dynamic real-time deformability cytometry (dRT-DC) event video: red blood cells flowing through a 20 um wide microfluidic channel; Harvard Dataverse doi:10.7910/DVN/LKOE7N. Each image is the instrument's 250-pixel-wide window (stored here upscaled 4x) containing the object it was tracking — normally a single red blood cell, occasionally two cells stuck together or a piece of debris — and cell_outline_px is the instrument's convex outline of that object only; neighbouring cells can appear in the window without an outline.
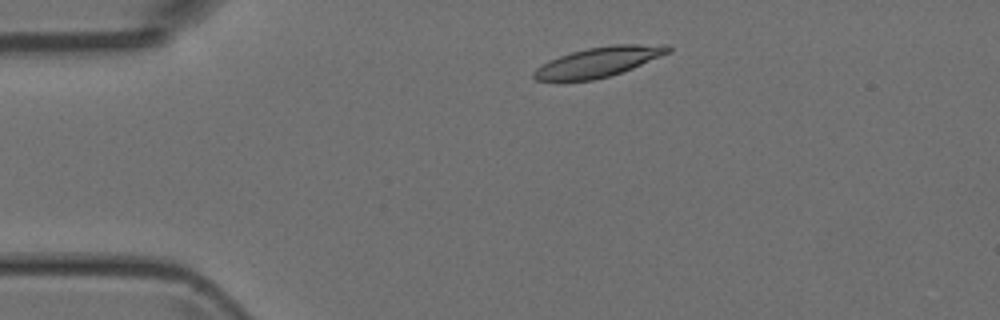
{"species": "Egyptian fruit bat (a non-hibernating species)", "species_latin": "Rousettus aegyptiacus", "temperature_condition": "room temperature", "stored_images_in_passage": 3, "camera_frame_rate_fps": 3000, "um_per_image_px": 0.085, "animal": {"sex": "female"}, "frame": {"image": 1, "passage_image": 2, "time_ms": 1.333, "image_size_px": [1000, 320], "cell_outline_px": [[672, 48], [668, 52], [632, 68], [608, 76], [592, 80], [556, 84], [536, 80], [532, 76], [532, 72], [536, 68], [548, 60], [572, 52], [588, 48], [612, 44], [668, 44]], "centroid_in_image_um": [50.75, 5.3], "position_along_channel_um": 34.3, "area_um2": 23.81}}